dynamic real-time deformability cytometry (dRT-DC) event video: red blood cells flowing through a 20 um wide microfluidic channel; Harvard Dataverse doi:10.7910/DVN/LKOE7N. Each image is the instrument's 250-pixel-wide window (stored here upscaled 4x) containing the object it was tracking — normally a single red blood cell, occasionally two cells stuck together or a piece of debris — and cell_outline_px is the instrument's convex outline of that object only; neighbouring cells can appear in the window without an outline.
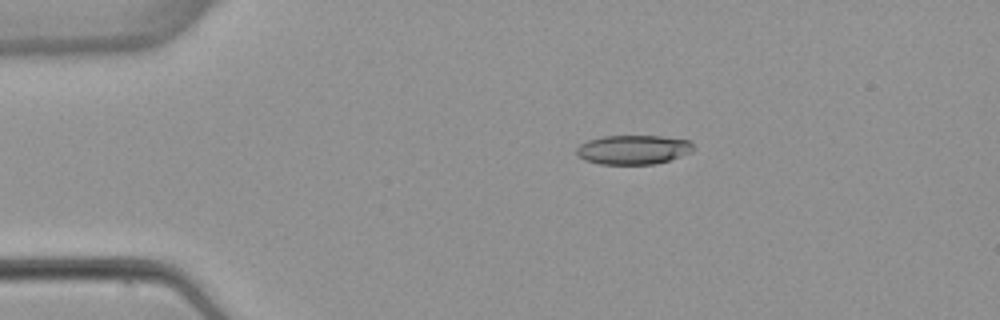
{"species": "common noctule bat (a hibernating species)", "species_latin": "Nyctalus noctula", "temperature_condition": "warm", "stored_images_in_passage": 4, "camera_frame_rate_fps": 3000, "um_per_image_px": 0.085, "animal": {"sex": "female", "body_mass_g": 22.7, "forearm_length_mm": 54.2}, "frame": {"image": 1, "passage_image": 3, "time_ms": 2.333, "image_size_px": [1000, 320], "cell_outline_px": [[692, 152], [656, 164], [600, 164], [584, 160], [576, 152], [576, 148], [580, 144], [588, 140], [604, 136], [660, 136], [688, 140], [692, 144]], "centroid_in_image_um": [53.8, 12.72], "position_along_channel_um": 31.2, "area_um2": 19.77}}